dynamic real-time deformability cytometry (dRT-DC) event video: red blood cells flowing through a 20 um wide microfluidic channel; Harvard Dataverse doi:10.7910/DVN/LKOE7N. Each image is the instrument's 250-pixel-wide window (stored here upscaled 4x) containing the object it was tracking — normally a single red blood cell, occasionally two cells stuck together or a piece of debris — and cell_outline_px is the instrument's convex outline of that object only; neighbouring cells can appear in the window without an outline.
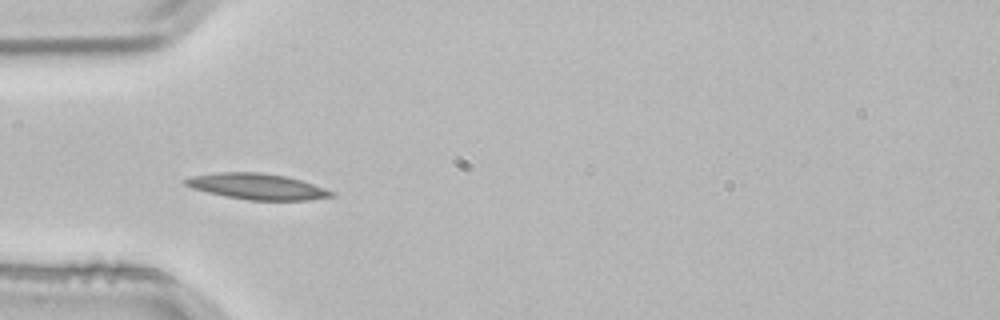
{"species": "common noctule bat (a hibernating species)", "species_latin": "Nyctalus noctula", "temperature_condition": "room temperature", "stored_images_in_passage": 4, "camera_frame_rate_fps": 3000, "um_per_image_px": 0.085, "animal": {"sex": "male", "body_mass_g": 21.5, "forearm_length_mm": 52.0}, "frame": {"image": 1, "passage_image": 4, "time_ms": 1.0, "image_size_px": [1000, 320], "cell_outline_px": [[336, 196], [308, 200], [248, 200], [224, 196], [192, 188], [184, 184], [184, 180], [192, 176], [216, 172], [260, 172], [284, 176], [300, 180], [336, 192]], "centroid_in_image_um": [21.86, 15.85], "position_along_channel_um": 63.1, "area_um2": 21.96}}